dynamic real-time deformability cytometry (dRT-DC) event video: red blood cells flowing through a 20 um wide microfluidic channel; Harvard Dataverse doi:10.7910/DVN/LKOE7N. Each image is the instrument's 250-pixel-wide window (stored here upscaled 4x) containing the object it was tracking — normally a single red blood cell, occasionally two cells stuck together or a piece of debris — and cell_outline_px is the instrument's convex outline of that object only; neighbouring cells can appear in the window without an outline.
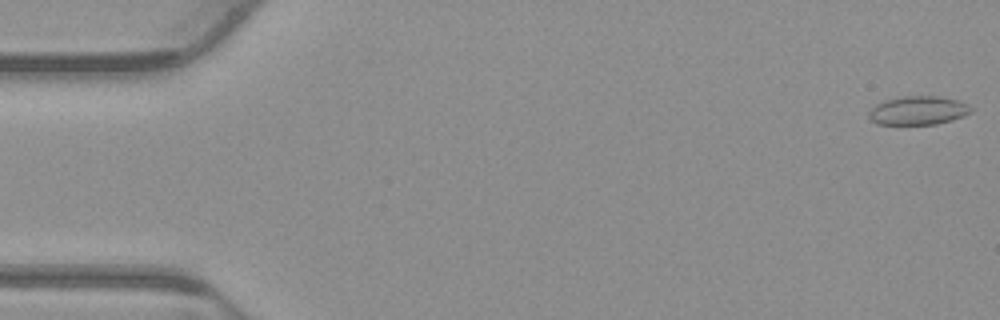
{"species": "common noctule bat (a hibernating species)", "species_latin": "Nyctalus noctula", "temperature_condition": "warm", "stored_images_in_passage": 54, "camera_frame_rate_fps": 3000, "um_per_image_px": 0.085, "animal": {"sex": "male", "body_mass_g": 23.1, "forearm_length_mm": 52.7}, "frame": {"image": 1, "passage_image": 1, "time_ms": 0.0, "image_size_px": [1000, 320], "cell_outline_px": [[972, 112], [964, 116], [952, 120], [936, 124], [876, 124], [868, 116], [868, 112], [876, 104], [884, 100], [904, 96], [940, 96], [956, 100], [968, 104], [972, 108]], "centroid_in_image_um": [78.05, 9.39], "position_along_channel_um": 7.0, "area_um2": 17.11}}
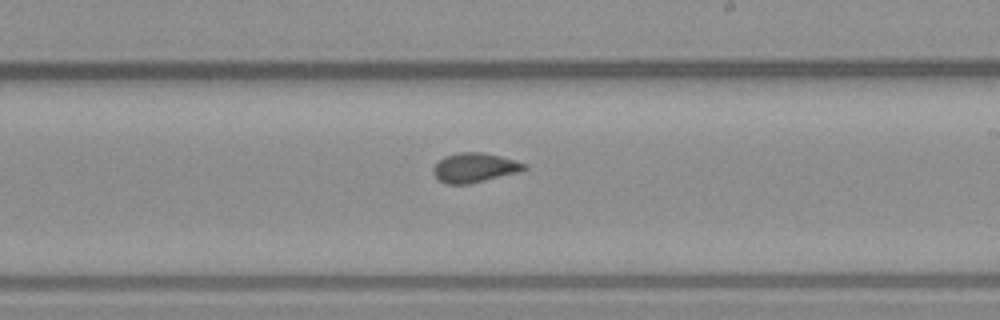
{"frame": {"image": 2, "passage_image": 31, "time_ms": 10.0, "image_size_px": [1000, 320], "cell_outline_px": [[528, 168], [520, 172], [468, 184], [444, 184], [432, 172], [432, 168], [444, 156], [460, 152], [484, 152], [500, 156], [528, 164]], "centroid_in_image_um": [40.36, 14.25], "position_along_channel_um": 248.6, "area_um2": 15.66}}
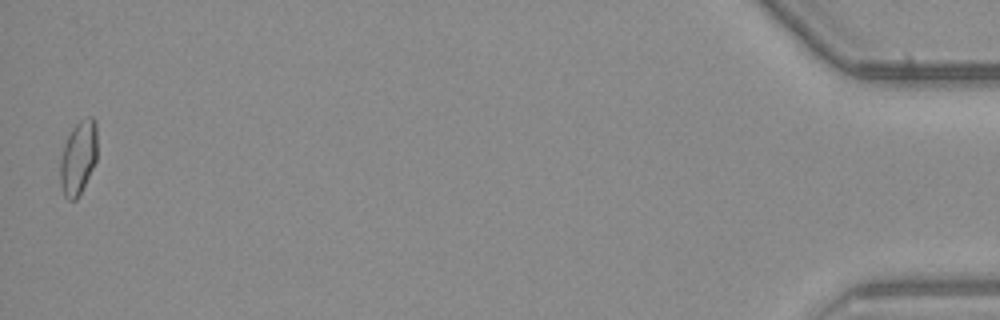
{"frame": {"image": 3, "passage_image": 53, "time_ms": 17.333, "image_size_px": [1000, 320], "cell_outline_px": [[96, 160], [76, 200], [68, 200], [64, 196], [60, 184], [60, 160], [64, 144], [72, 128], [80, 120], [88, 116], [92, 116], [96, 120]], "centroid_in_image_um": [6.64, 13.37], "position_along_channel_um": 428.6, "area_um2": 15.78}, "authors_computed_cell_mechanics": {"area_um2": 15.6638, "velocity_mm_per_s": 3.8505, "shape_relaxation_time_tau1_ms": null, "shape_relaxation_time_tau2_ms": 1.2756, "deformation_change_tau1": null, "deformation_change_tau2": 0.0506}}